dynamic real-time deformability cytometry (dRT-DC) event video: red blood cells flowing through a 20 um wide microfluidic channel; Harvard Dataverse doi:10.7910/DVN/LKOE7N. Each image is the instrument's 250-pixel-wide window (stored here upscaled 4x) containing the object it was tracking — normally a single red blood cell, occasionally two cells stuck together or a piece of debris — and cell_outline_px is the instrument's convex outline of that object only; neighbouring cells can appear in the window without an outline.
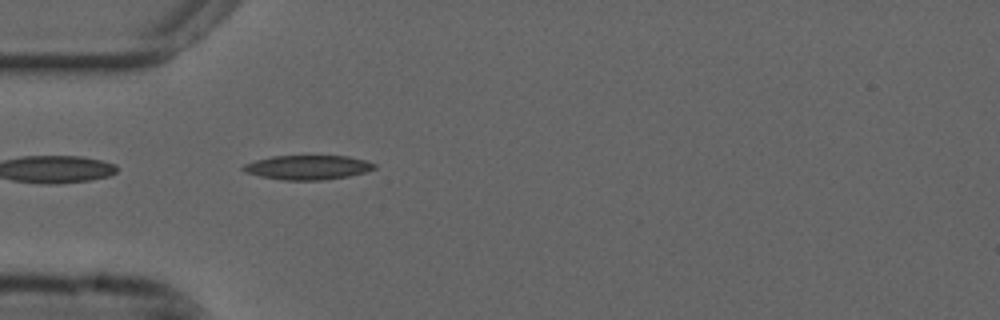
{"species": "common noctule bat (a hibernating species)", "species_latin": "Nyctalus noctula", "temperature_condition": "cold", "stored_images_in_passage": 40, "camera_frame_rate_fps": 3000, "um_per_image_px": 0.085, "animal": {"sex": "male", "forearm_length_mm": 52.5}, "frame": {"image": 1, "passage_image": 1, "time_ms": 0.0, "image_size_px": [1000, 320], "cell_outline_px": [[376, 168], [364, 172], [348, 176], [320, 180], [284, 180], [260, 176], [244, 172], [240, 168], [244, 164], [256, 160], [272, 156], [348, 156], [364, 160], [376, 164]], "centroid_in_image_um": [26.13, 14.22], "position_along_channel_um": 58.9, "area_um2": 18.5}}
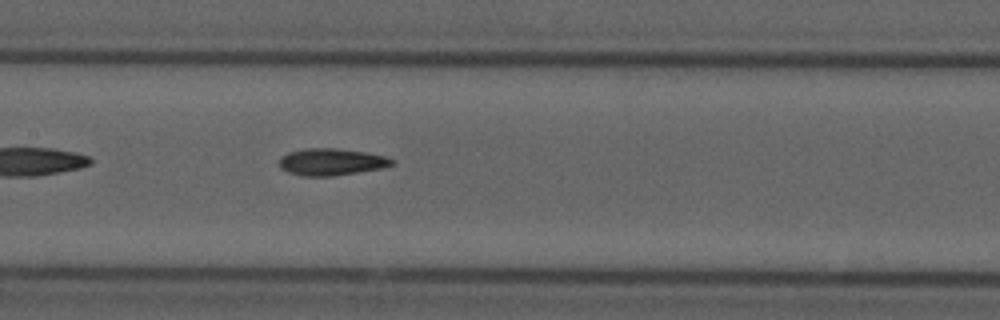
{"frame": {"image": 2, "passage_image": 11, "time_ms": 3.333, "image_size_px": [1000, 320], "cell_outline_px": [[396, 164], [384, 168], [332, 176], [304, 176], [288, 172], [280, 168], [280, 156], [288, 152], [308, 148], [336, 148], [364, 152], [384, 156], [392, 160]], "centroid_in_image_um": [28.16, 13.76], "position_along_channel_um": 179.2, "area_um2": 17.63}}
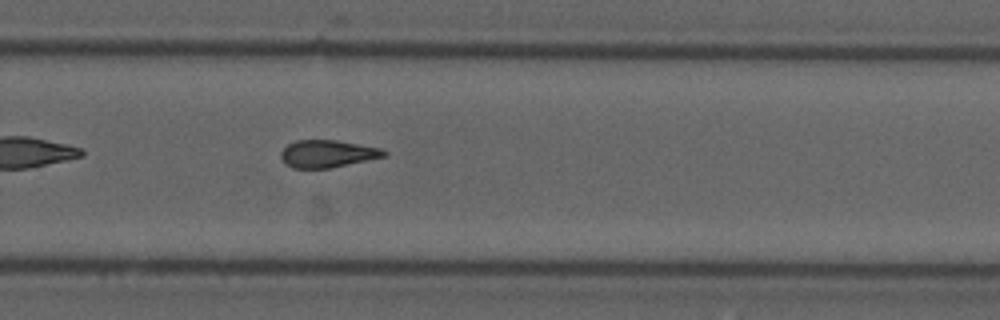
{"frame": {"image": 3, "passage_image": 21, "time_ms": 6.667, "image_size_px": [1000, 320], "cell_outline_px": [[388, 152], [384, 156], [328, 168], [292, 168], [284, 164], [280, 156], [280, 152], [288, 144], [296, 140], [336, 140], [380, 148]], "centroid_in_image_um": [27.76, 13.06], "position_along_channel_um": 302.0, "area_um2": 16.24}, "authors_computed_cell_mechanics": {"area_um2": 16.9932, "velocity_mm_per_s": 3.7035, "shape_relaxation_time_tau1_ms": null, "shape_relaxation_time_tau2_ms": 5.9997, "deformation_change_tau1": null, "deformation_change_tau2": 0.1381}}